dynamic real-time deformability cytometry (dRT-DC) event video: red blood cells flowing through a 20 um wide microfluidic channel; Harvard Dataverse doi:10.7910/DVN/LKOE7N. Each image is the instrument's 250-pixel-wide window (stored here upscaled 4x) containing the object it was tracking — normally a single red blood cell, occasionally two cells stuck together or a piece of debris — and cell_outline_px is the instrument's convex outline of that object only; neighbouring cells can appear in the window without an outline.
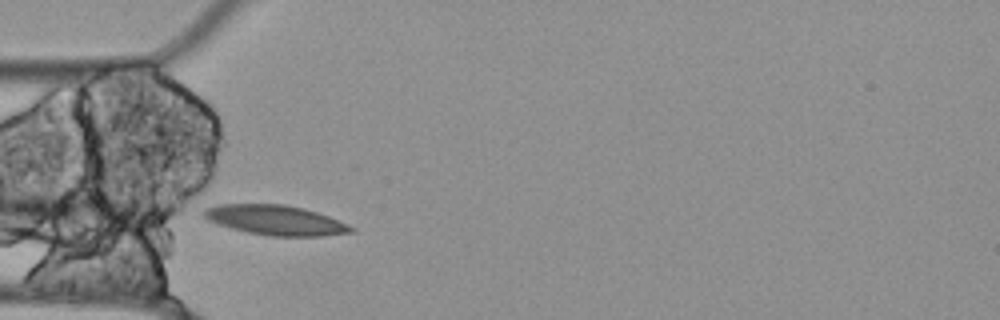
{"species": "Egyptian fruit bat (a non-hibernating species)", "species_latin": "Rousettus aegyptiacus", "temperature_condition": "cold", "stored_images_in_passage": 41, "camera_frame_rate_fps": 3000, "um_per_image_px": 0.085, "animal": {"sex": "female"}, "frame": {"image": 1, "passage_image": 3, "time_ms": 0.667, "image_size_px": [1000, 320], "cell_outline_px": [[356, 228], [352, 232], [324, 236], [268, 236], [248, 232], [216, 224], [200, 216], [200, 212], [204, 208], [216, 204], [284, 204], [304, 208], [328, 216]], "centroid_in_image_um": [23.35, 18.7], "position_along_channel_um": 61.7, "area_um2": 25.84}}
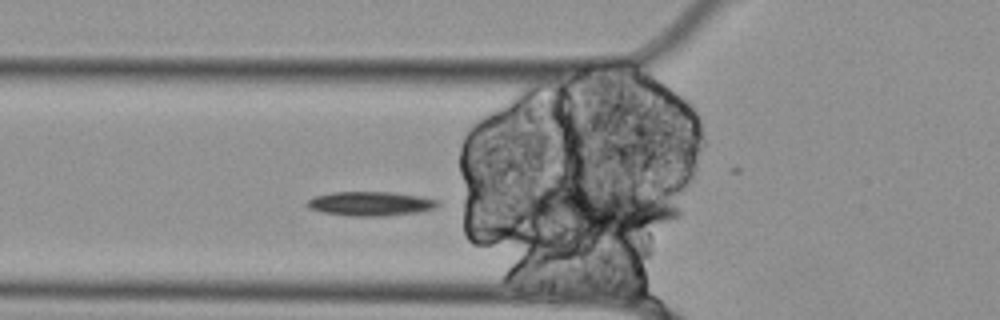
{"frame": {"image": 2, "passage_image": 4, "time_ms": 1.0, "image_size_px": [1000, 320], "cell_outline_px": [[440, 204], [436, 208], [420, 212], [384, 216], [348, 216], [324, 212], [308, 208], [304, 204], [308, 200], [316, 196], [332, 192], [392, 192], [424, 196], [440, 200]], "centroid_in_image_um": [31.55, 17.31], "position_along_channel_um": 94.2, "area_um2": 18.73}}